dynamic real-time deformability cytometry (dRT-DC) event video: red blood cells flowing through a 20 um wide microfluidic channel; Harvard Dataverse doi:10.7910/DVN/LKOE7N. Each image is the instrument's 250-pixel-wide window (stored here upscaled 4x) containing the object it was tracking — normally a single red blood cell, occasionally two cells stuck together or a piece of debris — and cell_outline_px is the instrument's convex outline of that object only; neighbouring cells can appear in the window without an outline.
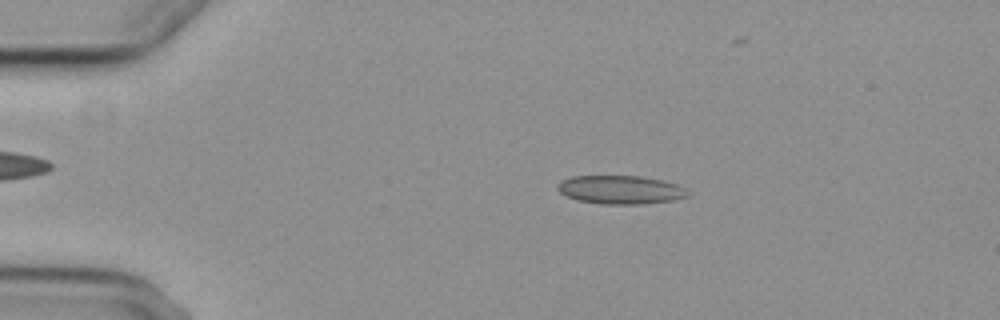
{"species": "common noctule bat (a hibernating species)", "species_latin": "Nyctalus noctula", "temperature_condition": "cold", "stored_images_in_passage": 6, "camera_frame_rate_fps": 3000, "um_per_image_px": 0.085, "animal": {"sex": "female", "body_mass_g": 29.2, "forearm_length_mm": 56.3}, "frame": {"image": 1, "passage_image": 2, "time_ms": 1.0, "image_size_px": [1000, 320], "cell_outline_px": [[688, 196], [676, 200], [640, 204], [600, 204], [576, 200], [560, 192], [556, 188], [564, 180], [572, 176], [640, 176], [664, 180], [688, 188]], "centroid_in_image_um": [52.8, 16.13], "position_along_channel_um": 32.2, "area_um2": 21.68}}
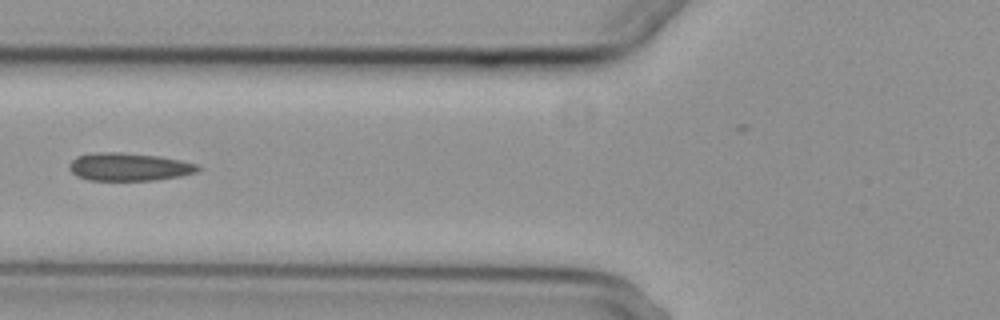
{"frame": {"image": 2, "passage_image": 5, "time_ms": 4.667, "image_size_px": [1000, 320], "cell_outline_px": [[200, 168], [196, 172], [180, 176], [156, 180], [88, 180], [76, 176], [68, 168], [68, 164], [76, 156], [100, 152], [120, 152], [160, 156], [180, 160], [196, 164]], "centroid_in_image_um": [10.93, 14.18], "position_along_channel_um": 114.9, "area_um2": 20.92}}
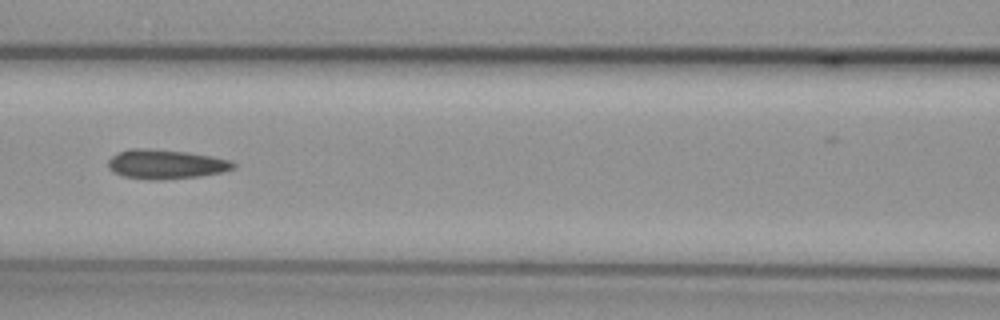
{"frame": {"image": 3, "passage_image": 6, "time_ms": 5.667, "image_size_px": [1000, 320], "cell_outline_px": [[236, 168], [220, 172], [200, 176], [164, 180], [148, 180], [124, 176], [112, 172], [108, 168], [108, 160], [112, 156], [120, 152], [132, 148], [148, 148], [188, 152], [212, 156], [228, 160], [236, 164]], "centroid_in_image_um": [14.07, 13.96], "position_along_channel_um": 152.5, "area_um2": 21.5}}